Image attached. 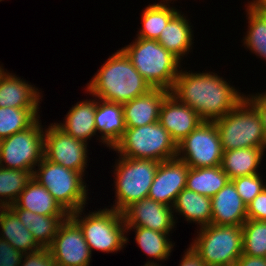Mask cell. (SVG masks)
Listing matches in <instances>:
<instances>
[{"instance_id":"39","label":"cell","mask_w":266,"mask_h":266,"mask_svg":"<svg viewBox=\"0 0 266 266\" xmlns=\"http://www.w3.org/2000/svg\"><path fill=\"white\" fill-rule=\"evenodd\" d=\"M246 99L256 108L260 114L263 123L264 137L266 140V92H262L261 94L259 92L255 94H248Z\"/></svg>"},{"instance_id":"22","label":"cell","mask_w":266,"mask_h":266,"mask_svg":"<svg viewBox=\"0 0 266 266\" xmlns=\"http://www.w3.org/2000/svg\"><path fill=\"white\" fill-rule=\"evenodd\" d=\"M178 11L166 24L157 41L181 62L193 47L194 32L189 19ZM191 25V26H190ZM192 27V28H191Z\"/></svg>"},{"instance_id":"40","label":"cell","mask_w":266,"mask_h":266,"mask_svg":"<svg viewBox=\"0 0 266 266\" xmlns=\"http://www.w3.org/2000/svg\"><path fill=\"white\" fill-rule=\"evenodd\" d=\"M183 255L178 266H206L190 246Z\"/></svg>"},{"instance_id":"31","label":"cell","mask_w":266,"mask_h":266,"mask_svg":"<svg viewBox=\"0 0 266 266\" xmlns=\"http://www.w3.org/2000/svg\"><path fill=\"white\" fill-rule=\"evenodd\" d=\"M247 4L245 11L249 24L242 42L256 57L266 61V14L259 12L249 2Z\"/></svg>"},{"instance_id":"24","label":"cell","mask_w":266,"mask_h":266,"mask_svg":"<svg viewBox=\"0 0 266 266\" xmlns=\"http://www.w3.org/2000/svg\"><path fill=\"white\" fill-rule=\"evenodd\" d=\"M266 148H238L223 151L221 168L230 180L261 173L259 168L263 160Z\"/></svg>"},{"instance_id":"3","label":"cell","mask_w":266,"mask_h":266,"mask_svg":"<svg viewBox=\"0 0 266 266\" xmlns=\"http://www.w3.org/2000/svg\"><path fill=\"white\" fill-rule=\"evenodd\" d=\"M121 49L152 88L172 90L182 67L181 61L157 40L136 37Z\"/></svg>"},{"instance_id":"5","label":"cell","mask_w":266,"mask_h":266,"mask_svg":"<svg viewBox=\"0 0 266 266\" xmlns=\"http://www.w3.org/2000/svg\"><path fill=\"white\" fill-rule=\"evenodd\" d=\"M118 157L113 166L115 203L110 208L123 212L132 203L148 198L160 162L120 155Z\"/></svg>"},{"instance_id":"43","label":"cell","mask_w":266,"mask_h":266,"mask_svg":"<svg viewBox=\"0 0 266 266\" xmlns=\"http://www.w3.org/2000/svg\"><path fill=\"white\" fill-rule=\"evenodd\" d=\"M143 266H161V265H159L158 262V263H145Z\"/></svg>"},{"instance_id":"29","label":"cell","mask_w":266,"mask_h":266,"mask_svg":"<svg viewBox=\"0 0 266 266\" xmlns=\"http://www.w3.org/2000/svg\"><path fill=\"white\" fill-rule=\"evenodd\" d=\"M171 0H161L159 3L147 5L141 14L142 26L136 34L137 38L157 40L169 20L179 11L170 7Z\"/></svg>"},{"instance_id":"4","label":"cell","mask_w":266,"mask_h":266,"mask_svg":"<svg viewBox=\"0 0 266 266\" xmlns=\"http://www.w3.org/2000/svg\"><path fill=\"white\" fill-rule=\"evenodd\" d=\"M84 210L81 208L71 213L70 217L81 228L91 254L94 250L108 254L117 253L128 244L122 212L105 207L94 212L89 211L86 215Z\"/></svg>"},{"instance_id":"42","label":"cell","mask_w":266,"mask_h":266,"mask_svg":"<svg viewBox=\"0 0 266 266\" xmlns=\"http://www.w3.org/2000/svg\"><path fill=\"white\" fill-rule=\"evenodd\" d=\"M249 3L259 12L266 14V0H252Z\"/></svg>"},{"instance_id":"23","label":"cell","mask_w":266,"mask_h":266,"mask_svg":"<svg viewBox=\"0 0 266 266\" xmlns=\"http://www.w3.org/2000/svg\"><path fill=\"white\" fill-rule=\"evenodd\" d=\"M10 209H24L40 215H69L53 198L52 194L35 178L28 182Z\"/></svg>"},{"instance_id":"18","label":"cell","mask_w":266,"mask_h":266,"mask_svg":"<svg viewBox=\"0 0 266 266\" xmlns=\"http://www.w3.org/2000/svg\"><path fill=\"white\" fill-rule=\"evenodd\" d=\"M211 224L242 226L247 220V206L230 180L211 198Z\"/></svg>"},{"instance_id":"1","label":"cell","mask_w":266,"mask_h":266,"mask_svg":"<svg viewBox=\"0 0 266 266\" xmlns=\"http://www.w3.org/2000/svg\"><path fill=\"white\" fill-rule=\"evenodd\" d=\"M170 93L192 108L204 121H215L237 107L245 98L243 92L215 72H193L180 69Z\"/></svg>"},{"instance_id":"6","label":"cell","mask_w":266,"mask_h":266,"mask_svg":"<svg viewBox=\"0 0 266 266\" xmlns=\"http://www.w3.org/2000/svg\"><path fill=\"white\" fill-rule=\"evenodd\" d=\"M214 123L223 151L248 147L266 148L260 114L246 98Z\"/></svg>"},{"instance_id":"30","label":"cell","mask_w":266,"mask_h":266,"mask_svg":"<svg viewBox=\"0 0 266 266\" xmlns=\"http://www.w3.org/2000/svg\"><path fill=\"white\" fill-rule=\"evenodd\" d=\"M230 181L221 168L216 167L190 168L186 180V188L200 195L213 197Z\"/></svg>"},{"instance_id":"2","label":"cell","mask_w":266,"mask_h":266,"mask_svg":"<svg viewBox=\"0 0 266 266\" xmlns=\"http://www.w3.org/2000/svg\"><path fill=\"white\" fill-rule=\"evenodd\" d=\"M86 87L87 94L120 104L153 89L122 49L109 56Z\"/></svg>"},{"instance_id":"9","label":"cell","mask_w":266,"mask_h":266,"mask_svg":"<svg viewBox=\"0 0 266 266\" xmlns=\"http://www.w3.org/2000/svg\"><path fill=\"white\" fill-rule=\"evenodd\" d=\"M112 150L123 157L162 162L176 157L177 144L157 121L141 127L126 128Z\"/></svg>"},{"instance_id":"26","label":"cell","mask_w":266,"mask_h":266,"mask_svg":"<svg viewBox=\"0 0 266 266\" xmlns=\"http://www.w3.org/2000/svg\"><path fill=\"white\" fill-rule=\"evenodd\" d=\"M0 229V238L8 241L18 251L33 253L42 248L9 207H0Z\"/></svg>"},{"instance_id":"32","label":"cell","mask_w":266,"mask_h":266,"mask_svg":"<svg viewBox=\"0 0 266 266\" xmlns=\"http://www.w3.org/2000/svg\"><path fill=\"white\" fill-rule=\"evenodd\" d=\"M38 109L0 107V140L29 128L40 117Z\"/></svg>"},{"instance_id":"15","label":"cell","mask_w":266,"mask_h":266,"mask_svg":"<svg viewBox=\"0 0 266 266\" xmlns=\"http://www.w3.org/2000/svg\"><path fill=\"white\" fill-rule=\"evenodd\" d=\"M189 166L179 158L159 163L148 198L173 207L177 195L186 188Z\"/></svg>"},{"instance_id":"16","label":"cell","mask_w":266,"mask_h":266,"mask_svg":"<svg viewBox=\"0 0 266 266\" xmlns=\"http://www.w3.org/2000/svg\"><path fill=\"white\" fill-rule=\"evenodd\" d=\"M159 122L178 144L204 120L192 108L169 93L161 105Z\"/></svg>"},{"instance_id":"12","label":"cell","mask_w":266,"mask_h":266,"mask_svg":"<svg viewBox=\"0 0 266 266\" xmlns=\"http://www.w3.org/2000/svg\"><path fill=\"white\" fill-rule=\"evenodd\" d=\"M85 142L66 134L55 123L44 131V157L52 163L80 172L85 177L88 148Z\"/></svg>"},{"instance_id":"25","label":"cell","mask_w":266,"mask_h":266,"mask_svg":"<svg viewBox=\"0 0 266 266\" xmlns=\"http://www.w3.org/2000/svg\"><path fill=\"white\" fill-rule=\"evenodd\" d=\"M172 209L175 216L178 214L183 216L185 221L196 223L199 225L197 228L211 224V197L184 188L177 195Z\"/></svg>"},{"instance_id":"38","label":"cell","mask_w":266,"mask_h":266,"mask_svg":"<svg viewBox=\"0 0 266 266\" xmlns=\"http://www.w3.org/2000/svg\"><path fill=\"white\" fill-rule=\"evenodd\" d=\"M247 219L266 221V187L247 205Z\"/></svg>"},{"instance_id":"27","label":"cell","mask_w":266,"mask_h":266,"mask_svg":"<svg viewBox=\"0 0 266 266\" xmlns=\"http://www.w3.org/2000/svg\"><path fill=\"white\" fill-rule=\"evenodd\" d=\"M23 225L33 234L35 241L48 248L57 234L60 224L70 215H40L29 210L11 209Z\"/></svg>"},{"instance_id":"35","label":"cell","mask_w":266,"mask_h":266,"mask_svg":"<svg viewBox=\"0 0 266 266\" xmlns=\"http://www.w3.org/2000/svg\"><path fill=\"white\" fill-rule=\"evenodd\" d=\"M262 176L261 173H257L231 180L246 206L266 187V180Z\"/></svg>"},{"instance_id":"10","label":"cell","mask_w":266,"mask_h":266,"mask_svg":"<svg viewBox=\"0 0 266 266\" xmlns=\"http://www.w3.org/2000/svg\"><path fill=\"white\" fill-rule=\"evenodd\" d=\"M40 117L27 129L1 140L0 166L34 172L44 157V131Z\"/></svg>"},{"instance_id":"41","label":"cell","mask_w":266,"mask_h":266,"mask_svg":"<svg viewBox=\"0 0 266 266\" xmlns=\"http://www.w3.org/2000/svg\"><path fill=\"white\" fill-rule=\"evenodd\" d=\"M235 266H266V257H255L242 254Z\"/></svg>"},{"instance_id":"14","label":"cell","mask_w":266,"mask_h":266,"mask_svg":"<svg viewBox=\"0 0 266 266\" xmlns=\"http://www.w3.org/2000/svg\"><path fill=\"white\" fill-rule=\"evenodd\" d=\"M122 213L126 227H143L168 234H171L178 220L172 207L150 198L132 203Z\"/></svg>"},{"instance_id":"11","label":"cell","mask_w":266,"mask_h":266,"mask_svg":"<svg viewBox=\"0 0 266 266\" xmlns=\"http://www.w3.org/2000/svg\"><path fill=\"white\" fill-rule=\"evenodd\" d=\"M223 149L214 121H204L177 144L176 157L190 168L221 165Z\"/></svg>"},{"instance_id":"44","label":"cell","mask_w":266,"mask_h":266,"mask_svg":"<svg viewBox=\"0 0 266 266\" xmlns=\"http://www.w3.org/2000/svg\"><path fill=\"white\" fill-rule=\"evenodd\" d=\"M5 68H3V66H0V77L2 76V74L5 72Z\"/></svg>"},{"instance_id":"19","label":"cell","mask_w":266,"mask_h":266,"mask_svg":"<svg viewBox=\"0 0 266 266\" xmlns=\"http://www.w3.org/2000/svg\"><path fill=\"white\" fill-rule=\"evenodd\" d=\"M35 87L6 69L0 77V107L39 108L43 96Z\"/></svg>"},{"instance_id":"8","label":"cell","mask_w":266,"mask_h":266,"mask_svg":"<svg viewBox=\"0 0 266 266\" xmlns=\"http://www.w3.org/2000/svg\"><path fill=\"white\" fill-rule=\"evenodd\" d=\"M198 229L189 246L206 266L234 265L242 255V226L209 224Z\"/></svg>"},{"instance_id":"17","label":"cell","mask_w":266,"mask_h":266,"mask_svg":"<svg viewBox=\"0 0 266 266\" xmlns=\"http://www.w3.org/2000/svg\"><path fill=\"white\" fill-rule=\"evenodd\" d=\"M170 91L153 88L148 93L123 103L126 128H135L159 121L160 108Z\"/></svg>"},{"instance_id":"7","label":"cell","mask_w":266,"mask_h":266,"mask_svg":"<svg viewBox=\"0 0 266 266\" xmlns=\"http://www.w3.org/2000/svg\"><path fill=\"white\" fill-rule=\"evenodd\" d=\"M33 172L35 178L44 186L70 215L87 203L88 187L80 172L55 164L43 157Z\"/></svg>"},{"instance_id":"13","label":"cell","mask_w":266,"mask_h":266,"mask_svg":"<svg viewBox=\"0 0 266 266\" xmlns=\"http://www.w3.org/2000/svg\"><path fill=\"white\" fill-rule=\"evenodd\" d=\"M57 266H89L92 254L79 225L69 216L48 247Z\"/></svg>"},{"instance_id":"28","label":"cell","mask_w":266,"mask_h":266,"mask_svg":"<svg viewBox=\"0 0 266 266\" xmlns=\"http://www.w3.org/2000/svg\"><path fill=\"white\" fill-rule=\"evenodd\" d=\"M131 230L135 232L134 239L138 247L149 258H153V260H148L146 263L167 261L175 246V243L170 241V234L143 227H126V235H129L128 232Z\"/></svg>"},{"instance_id":"21","label":"cell","mask_w":266,"mask_h":266,"mask_svg":"<svg viewBox=\"0 0 266 266\" xmlns=\"http://www.w3.org/2000/svg\"><path fill=\"white\" fill-rule=\"evenodd\" d=\"M77 102L68 111L65 121L55 124L66 134L88 144L97 135L95 126L96 97ZM92 137V138H91ZM88 140V141H87Z\"/></svg>"},{"instance_id":"36","label":"cell","mask_w":266,"mask_h":266,"mask_svg":"<svg viewBox=\"0 0 266 266\" xmlns=\"http://www.w3.org/2000/svg\"><path fill=\"white\" fill-rule=\"evenodd\" d=\"M20 266H57L48 248L33 253H24Z\"/></svg>"},{"instance_id":"20","label":"cell","mask_w":266,"mask_h":266,"mask_svg":"<svg viewBox=\"0 0 266 266\" xmlns=\"http://www.w3.org/2000/svg\"><path fill=\"white\" fill-rule=\"evenodd\" d=\"M95 126L99 142L109 149L121 140L126 127L123 116V105L96 98Z\"/></svg>"},{"instance_id":"37","label":"cell","mask_w":266,"mask_h":266,"mask_svg":"<svg viewBox=\"0 0 266 266\" xmlns=\"http://www.w3.org/2000/svg\"><path fill=\"white\" fill-rule=\"evenodd\" d=\"M24 253L0 238V266H20Z\"/></svg>"},{"instance_id":"33","label":"cell","mask_w":266,"mask_h":266,"mask_svg":"<svg viewBox=\"0 0 266 266\" xmlns=\"http://www.w3.org/2000/svg\"><path fill=\"white\" fill-rule=\"evenodd\" d=\"M32 177L33 172L28 170L0 166V207L14 204Z\"/></svg>"},{"instance_id":"34","label":"cell","mask_w":266,"mask_h":266,"mask_svg":"<svg viewBox=\"0 0 266 266\" xmlns=\"http://www.w3.org/2000/svg\"><path fill=\"white\" fill-rule=\"evenodd\" d=\"M242 254L266 257V221L247 219L242 225Z\"/></svg>"}]
</instances>
